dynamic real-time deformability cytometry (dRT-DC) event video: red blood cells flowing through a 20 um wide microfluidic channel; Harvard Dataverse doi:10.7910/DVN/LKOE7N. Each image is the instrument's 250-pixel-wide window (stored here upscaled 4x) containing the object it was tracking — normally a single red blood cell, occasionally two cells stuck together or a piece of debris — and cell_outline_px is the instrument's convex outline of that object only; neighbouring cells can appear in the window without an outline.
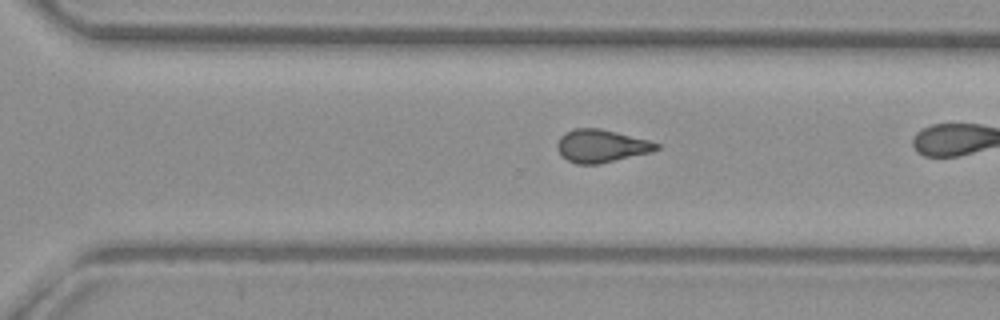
{"species": "common noctule bat (a hibernating species)", "species_latin": "Nyctalus noctula", "temperature_condition": "warm", "stored_images_in_passage": 39, "camera_frame_rate_fps": 3000, "um_per_image_px": 0.085, "animal": {"sex": "female", "body_mass_g": 29.2, "forearm_length_mm": 56.3}, "frame": {"image": 1, "passage_image": 34, "time_ms": 11.0, "image_size_px": [1000, 320], "cell_outline_px": [[660, 148], [652, 152], [600, 164], [576, 164], [560, 156], [556, 148], [556, 144], [560, 136], [576, 128], [600, 128], [648, 140], [660, 144]], "centroid_in_image_um": [51.1, 12.42], "position_along_channel_um": 319.5, "area_um2": 19.07}}